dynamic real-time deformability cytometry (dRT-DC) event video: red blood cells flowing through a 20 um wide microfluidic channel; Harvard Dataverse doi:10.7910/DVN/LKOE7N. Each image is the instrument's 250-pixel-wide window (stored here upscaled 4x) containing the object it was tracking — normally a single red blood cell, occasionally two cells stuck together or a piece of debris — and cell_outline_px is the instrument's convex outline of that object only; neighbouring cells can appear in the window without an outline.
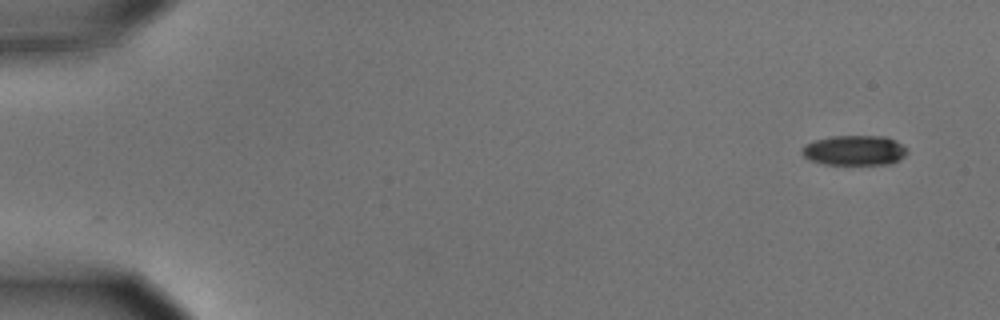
{"species": "common noctule bat (a hibernating species)", "species_latin": "Nyctalus noctula", "temperature_condition": "cold", "stored_images_in_passage": 54, "camera_frame_rate_fps": 3000, "um_per_image_px": 0.085, "animal": {"sex": "male", "body_mass_g": 15.6}, "frame": {"image": 1, "passage_image": 1, "time_ms": 0.0, "image_size_px": [1000, 320], "cell_outline_px": [[908, 152], [900, 160], [888, 164], [824, 164], [808, 160], [800, 152], [800, 148], [804, 144], [816, 140], [832, 136], [884, 136], [896, 140]], "centroid_in_image_um": [72.58, 12.78], "position_along_channel_um": 12.4, "area_um2": 18.44}}
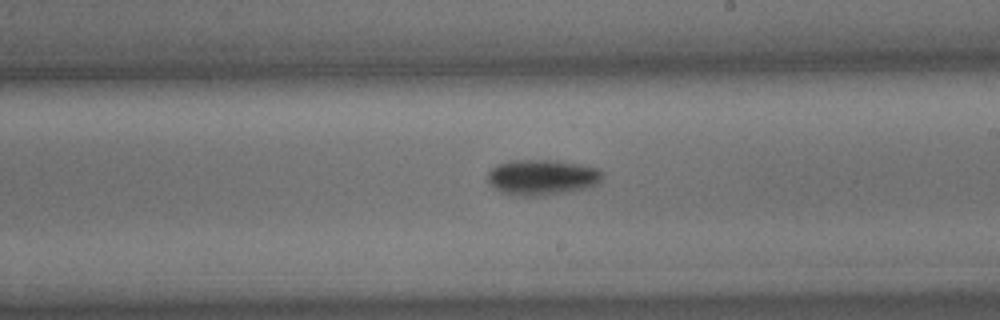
{"frame": {"image": 2, "passage_image": 31, "time_ms": 10.0, "image_size_px": [1000, 320], "cell_outline_px": [[604, 176], [596, 184], [588, 188], [540, 196], [512, 196], [500, 192], [488, 184], [488, 172], [496, 164], [516, 160], [556, 160], [588, 164], [600, 168], [604, 172]], "centroid_in_image_um": [46.11, 15.06], "position_along_channel_um": 242.9, "area_um2": 24.39}}
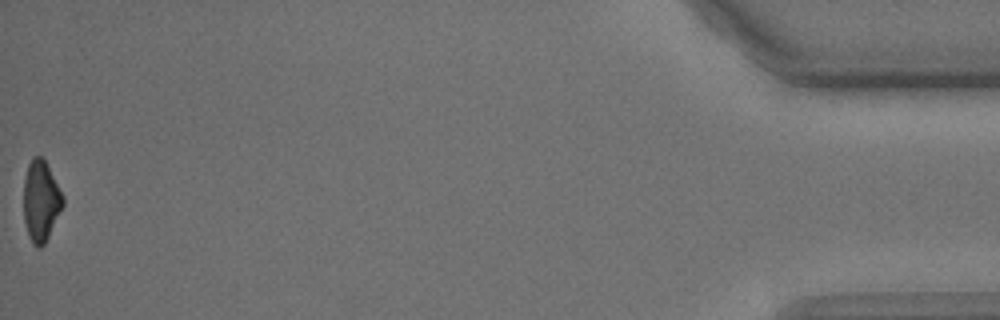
{"frame": {"image": 3, "passage_image": 54, "time_ms": 17.667, "image_size_px": [1000, 320], "cell_outline_px": [[64, 204], [44, 244], [40, 248], [36, 248], [32, 244], [24, 220], [24, 176], [28, 164], [32, 156], [40, 156], [44, 160], [64, 196]], "centroid_in_image_um": [3.47, 17.07], "position_along_channel_um": 431.7, "area_um2": 18.32}, "authors_computed_cell_mechanics": {"area_um2": 20.6924, "velocity_mm_per_s": 3.6335, "shape_relaxation_time_tau1_ms": 2.5273, "shape_relaxation_time_tau2_ms": null, "deformation_change_tau1": 0.1091, "deformation_change_tau2": null}}